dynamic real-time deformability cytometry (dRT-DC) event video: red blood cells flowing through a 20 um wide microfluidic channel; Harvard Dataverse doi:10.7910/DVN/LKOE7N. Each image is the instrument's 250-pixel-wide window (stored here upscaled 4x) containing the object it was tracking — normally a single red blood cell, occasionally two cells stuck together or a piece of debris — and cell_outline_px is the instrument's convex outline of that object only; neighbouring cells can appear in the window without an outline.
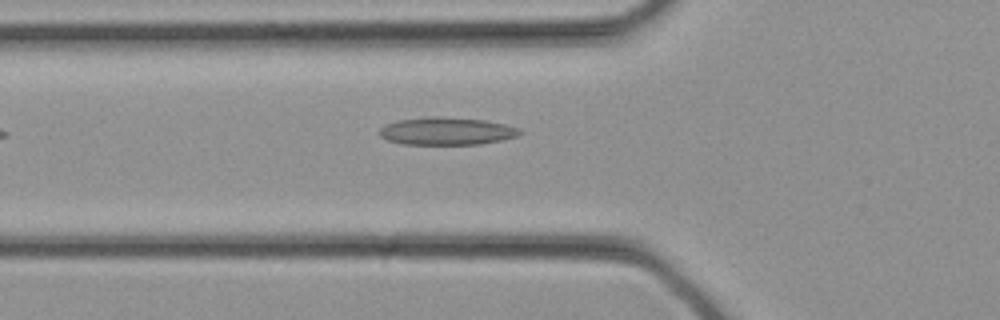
{"species": "common noctule bat (a hibernating species)", "species_latin": "Nyctalus noctula", "temperature_condition": "cold", "stored_images_in_passage": 25, "camera_frame_rate_fps": 3000, "um_per_image_px": 0.085, "animal": {"sex": "female", "body_mass_g": 21.9}, "frame": {"image": 1, "passage_image": 4, "time_ms": 1.0, "image_size_px": [1000, 320], "cell_outline_px": [[524, 132], [516, 136], [500, 140], [480, 144], [400, 144], [388, 140], [380, 136], [376, 132], [384, 124], [400, 120], [432, 116], [440, 116], [484, 120], [504, 124], [520, 128]], "centroid_in_image_um": [37.93, 11.14], "position_along_channel_um": 87.9, "area_um2": 22.66}}
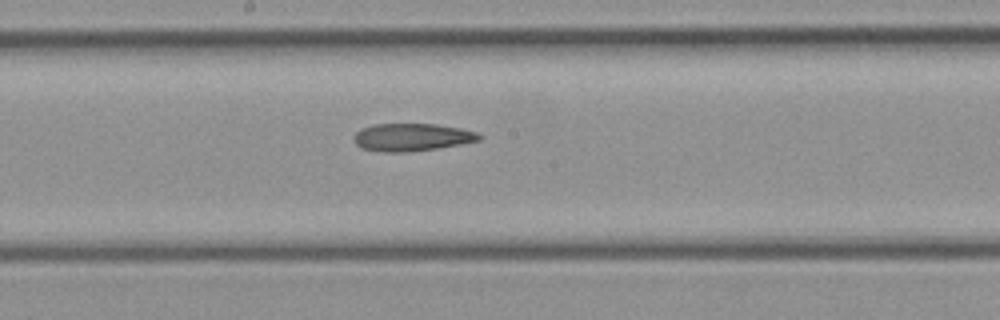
{"frame": {"image": 2, "passage_image": 10, "time_ms": 3.0, "image_size_px": [1000, 320], "cell_outline_px": [[484, 136], [480, 140], [460, 144], [436, 148], [408, 152], [384, 152], [360, 148], [352, 140], [352, 136], [360, 128], [376, 124], [436, 124], [460, 128], [476, 132]], "centroid_in_image_um": [34.97, 11.66], "position_along_channel_um": 213.2, "area_um2": 20.29}}
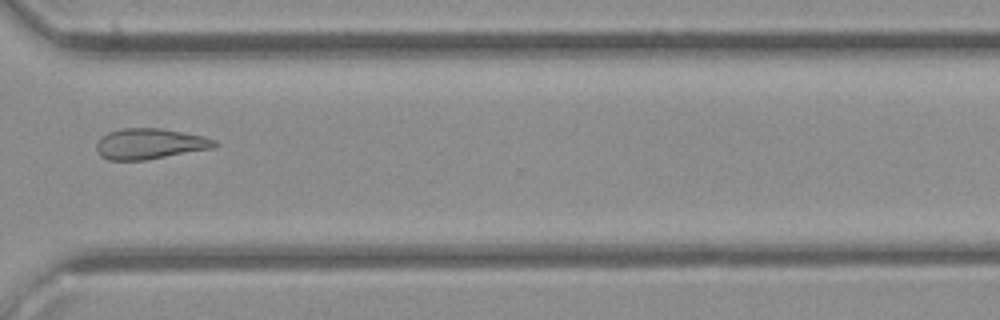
{"frame": {"image": 3, "passage_image": 17, "time_ms": 5.333, "image_size_px": [1000, 320], "cell_outline_px": [[220, 144], [216, 148], [144, 160], [108, 160], [100, 156], [96, 148], [96, 144], [100, 136], [108, 132], [120, 128], [160, 128], [204, 136], [216, 140]], "centroid_in_image_um": [12.75, 12.22], "position_along_channel_um": 357.9, "area_um2": 21.39}}